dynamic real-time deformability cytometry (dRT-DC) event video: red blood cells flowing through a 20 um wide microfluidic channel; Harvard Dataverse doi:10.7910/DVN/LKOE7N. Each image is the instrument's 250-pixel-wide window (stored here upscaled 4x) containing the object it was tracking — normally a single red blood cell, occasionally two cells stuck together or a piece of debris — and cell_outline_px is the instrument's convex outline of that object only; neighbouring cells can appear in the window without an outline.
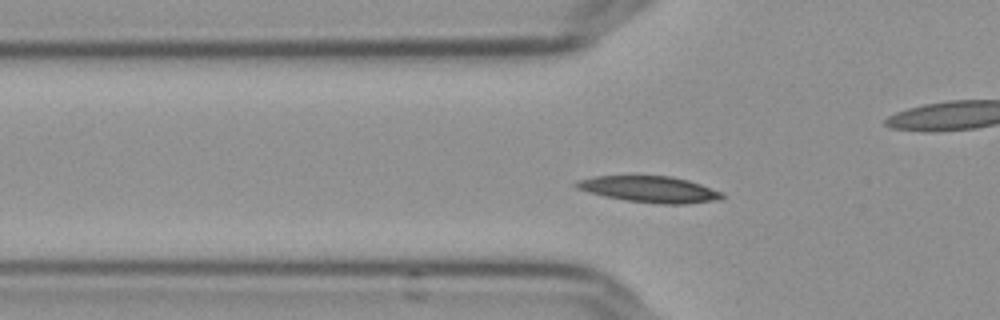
{"species": "Egyptian fruit bat (a non-hibernating species)", "species_latin": "Rousettus aegyptiacus", "temperature_condition": "cold", "stored_images_in_passage": 50, "camera_frame_rate_fps": 3000, "um_per_image_px": 0.085, "frame": {"image": 1, "passage_image": 12, "time_ms": 3.667, "image_size_px": [1000, 320], "cell_outline_px": [[724, 196], [720, 200], [688, 204], [656, 204], [624, 200], [604, 196], [588, 192], [576, 188], [572, 184], [580, 180], [596, 176], [672, 176], [688, 180], [724, 192]], "centroid_in_image_um": [55.26, 16.1], "position_along_channel_um": 70.5, "area_um2": 22.48}}
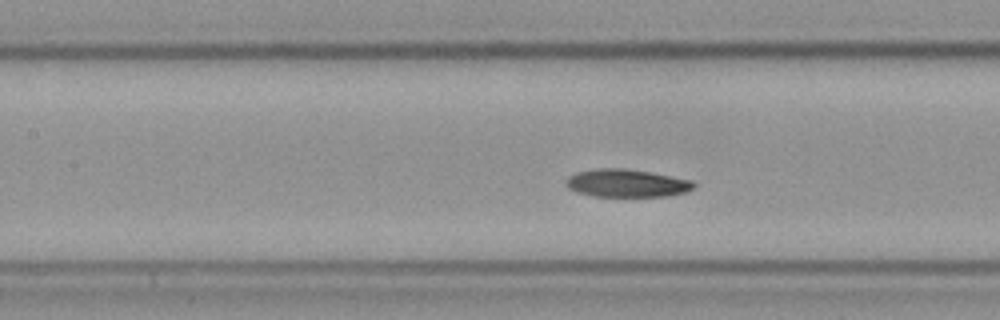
{"frame": {"image": 2, "passage_image": 19, "time_ms": 6.0, "image_size_px": [1000, 320], "cell_outline_px": [[696, 184], [688, 192], [668, 196], [592, 196], [576, 192], [568, 188], [564, 184], [564, 180], [568, 176], [576, 172], [596, 168], [624, 168], [648, 172], [692, 180]], "centroid_in_image_um": [53.22, 15.57], "position_along_channel_um": 154.2, "area_um2": 20.87}}
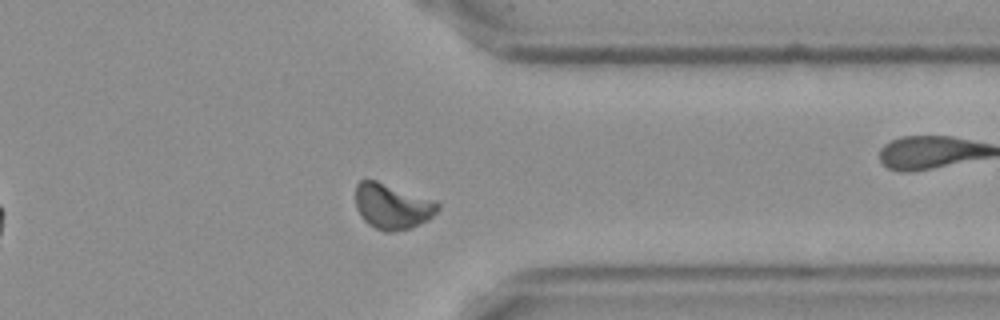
{"frame": {"image": 3, "passage_image": 38, "time_ms": 12.333, "image_size_px": [1000, 320], "cell_outline_px": [[440, 208], [428, 220], [412, 228], [392, 232], [384, 232], [368, 224], [364, 220], [356, 208], [356, 184], [360, 180], [376, 180], [436, 200], [440, 204]], "centroid_in_image_um": [33.36, 17.54], "position_along_channel_um": 378.0, "area_um2": 21.96}, "authors_computed_cell_mechanics": {"area_um2": 21.0392, "velocity_mm_per_s": 3.5823, "shape_relaxation_time_tau1_ms": 2.8983, "shape_relaxation_time_tau2_ms": 4.3171, "deformation_change_tau1": 0.1219, "deformation_change_tau2": 0.0831}}